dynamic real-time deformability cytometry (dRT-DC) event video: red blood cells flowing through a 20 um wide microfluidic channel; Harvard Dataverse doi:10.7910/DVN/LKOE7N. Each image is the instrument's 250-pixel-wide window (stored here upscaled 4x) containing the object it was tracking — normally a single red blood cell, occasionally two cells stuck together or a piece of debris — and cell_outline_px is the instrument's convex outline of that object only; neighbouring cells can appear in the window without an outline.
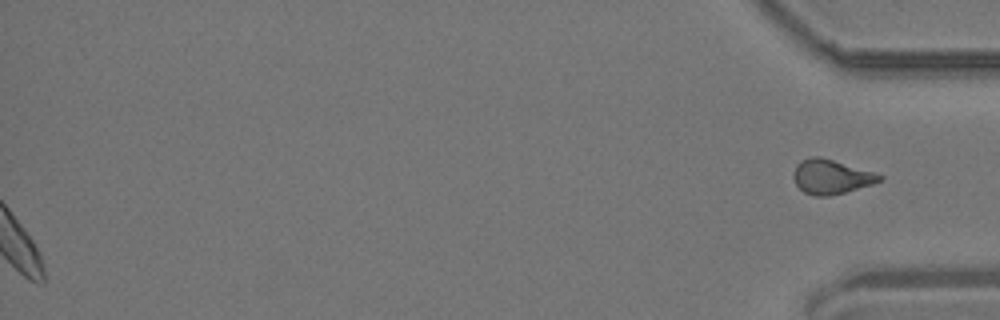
{"species": "common noctule bat (a hibernating species)", "species_latin": "Nyctalus noctula", "temperature_condition": "room temperature", "stored_images_in_passage": 57, "segment_of_instrument_passage": [2, 2], "camera_frame_rate_fps": 3000, "um_per_image_px": 0.085, "animal": {"sex": "male", "body_mass_g": 19.2, "forearm_length_mm": 51.8}, "frame": {"image": 1, "passage_image": 57, "time_ms": 18.667, "image_size_px": [1000, 320], "cell_outline_px": [[884, 180], [872, 184], [844, 192], [828, 196], [816, 196], [804, 192], [796, 184], [792, 176], [792, 172], [796, 164], [800, 160], [812, 156], [820, 156], [872, 172], [884, 176]], "centroid_in_image_um": [70.6, 15.01], "position_along_channel_um": 364.6, "area_um2": 17.17}}